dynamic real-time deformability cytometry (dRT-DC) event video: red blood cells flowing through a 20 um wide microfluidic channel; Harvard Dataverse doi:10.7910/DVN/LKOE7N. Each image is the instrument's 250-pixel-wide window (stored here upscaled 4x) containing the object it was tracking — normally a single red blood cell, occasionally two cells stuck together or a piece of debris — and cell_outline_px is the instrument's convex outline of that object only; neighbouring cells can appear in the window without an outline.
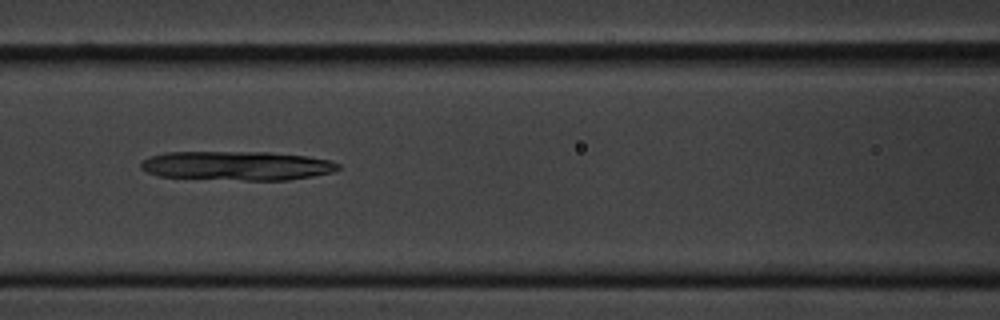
{"species": "common noctule bat (a hibernating species)", "species_latin": "Nyctalus noctula", "temperature_condition": "cold", "stored_images_in_passage": 11, "camera_frame_rate_fps": 3000, "um_per_image_px": 0.085, "animal": {"sex": "male", "body_mass_g": 20.1, "forearm_length_mm": 53.5}, "frame": {"image": 1, "passage_image": 8, "time_ms": 8.0, "image_size_px": [1000, 320], "cell_outline_px": [[340, 168], [332, 172], [312, 176], [288, 180], [244, 180], [156, 176], [140, 168], [140, 164], [144, 160], [152, 156], [168, 152], [268, 152], [308, 156], [328, 160], [340, 164]], "centroid_in_image_um": [20.15, 14.08], "position_along_channel_um": 146.4, "area_um2": 33.29}}